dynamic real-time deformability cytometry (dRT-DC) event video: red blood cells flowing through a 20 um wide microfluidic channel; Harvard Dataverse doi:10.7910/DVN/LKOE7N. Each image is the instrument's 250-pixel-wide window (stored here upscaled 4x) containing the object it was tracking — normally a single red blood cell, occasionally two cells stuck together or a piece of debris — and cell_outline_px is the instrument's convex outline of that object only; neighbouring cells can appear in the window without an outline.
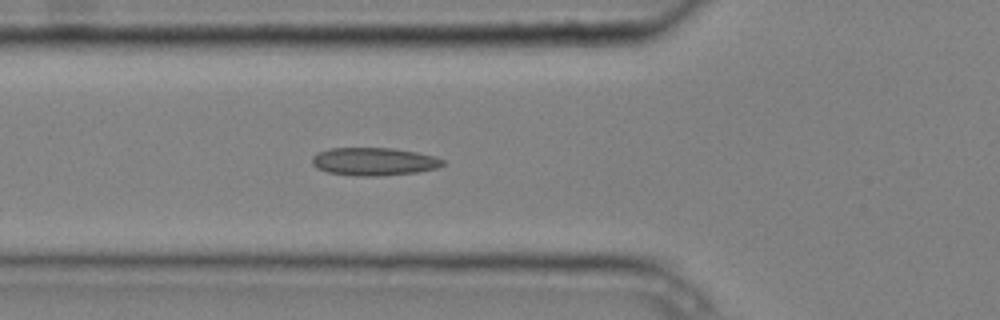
{"species": "common noctule bat (a hibernating species)", "species_latin": "Nyctalus noctula", "temperature_condition": "cold", "stored_images_in_passage": 6, "camera_frame_rate_fps": 3000, "um_per_image_px": 0.085, "animal": {"sex": "male", "body_mass_g": 20.4}, "frame": {"image": 1, "passage_image": 6, "time_ms": 1.667, "image_size_px": [1000, 320], "cell_outline_px": [[444, 164], [436, 168], [416, 172], [380, 176], [356, 176], [328, 172], [316, 168], [312, 164], [312, 156], [316, 152], [328, 148], [392, 148], [416, 152], [436, 156], [444, 160]], "centroid_in_image_um": [31.75, 13.72], "position_along_channel_um": 94.0, "area_um2": 21.39}}